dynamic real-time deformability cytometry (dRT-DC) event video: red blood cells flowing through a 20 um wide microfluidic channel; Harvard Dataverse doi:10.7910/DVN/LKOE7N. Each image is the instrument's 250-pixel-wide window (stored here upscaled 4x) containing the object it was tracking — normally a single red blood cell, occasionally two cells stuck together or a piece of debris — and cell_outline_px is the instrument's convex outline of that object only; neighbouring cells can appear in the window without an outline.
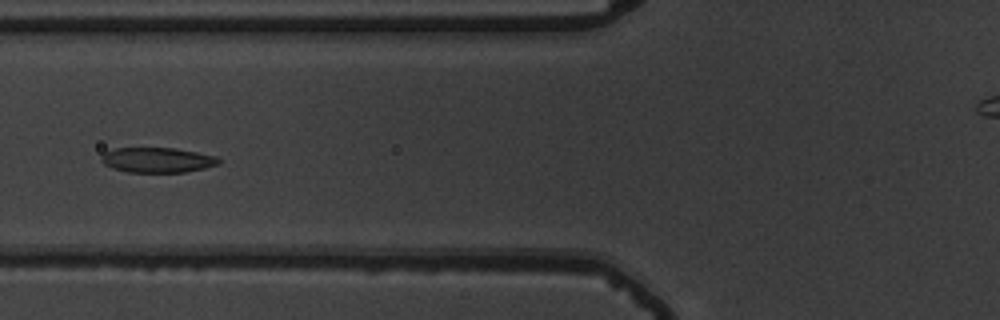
{"species": "common noctule bat (a hibernating species)", "species_latin": "Nyctalus noctula", "temperature_condition": "warm", "stored_images_in_passage": 49, "camera_frame_rate_fps": 3000, "um_per_image_px": 0.085, "animal": {"sex": "male", "body_mass_g": 19.5, "forearm_length_mm": 54.6}, "frame": {"image": 1, "passage_image": 15, "time_ms": 4.667, "image_size_px": [1000, 320], "cell_outline_px": [[220, 164], [204, 168], [184, 172], [128, 172], [112, 168], [104, 164], [100, 160], [100, 156], [104, 152], [116, 148], [176, 148], [216, 156], [220, 160]], "centroid_in_image_um": [13.35, 13.6], "position_along_channel_um": 112.4, "area_um2": 17.17}}
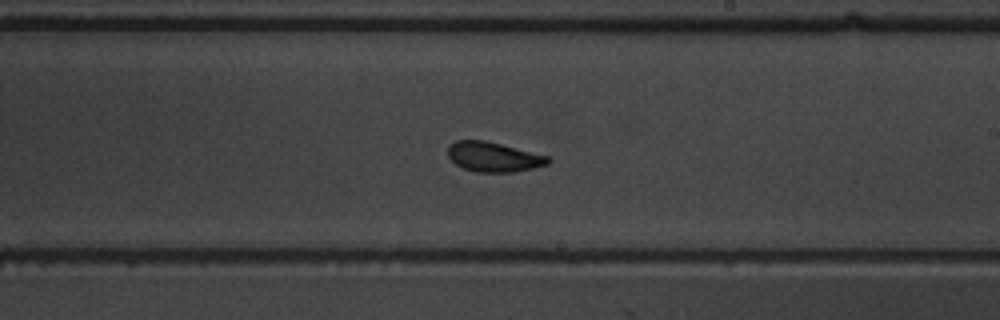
{"frame": {"image": 2, "passage_image": 26, "time_ms": 8.333, "image_size_px": [1000, 320], "cell_outline_px": [[552, 160], [548, 164], [532, 168], [512, 172], [476, 172], [464, 168], [456, 164], [448, 156], [448, 144], [456, 140], [484, 140], [548, 156]], "centroid_in_image_um": [41.93, 13.33], "position_along_channel_um": 247.1, "area_um2": 17.22}}
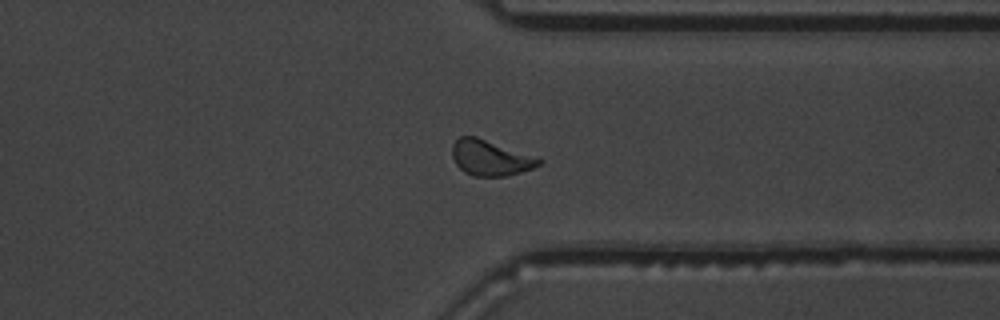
{"frame": {"image": 3, "passage_image": 36, "time_ms": 11.667, "image_size_px": [1000, 320], "cell_outline_px": [[544, 160], [540, 164], [532, 168], [508, 176], [472, 176], [464, 172], [456, 164], [452, 156], [452, 144], [460, 136], [476, 136], [540, 156]], "centroid_in_image_um": [41.73, 13.4], "position_along_channel_um": 369.7, "area_um2": 18.38}, "authors_computed_cell_mechanics": {"area_um2": 17.5712, "velocity_mm_per_s": 3.6722, "shape_relaxation_time_tau1_ms": 5.0409, "shape_relaxation_time_tau2_ms": 1.4551, "deformation_change_tau1": 0.1428, "deformation_change_tau2": 0.0793}}